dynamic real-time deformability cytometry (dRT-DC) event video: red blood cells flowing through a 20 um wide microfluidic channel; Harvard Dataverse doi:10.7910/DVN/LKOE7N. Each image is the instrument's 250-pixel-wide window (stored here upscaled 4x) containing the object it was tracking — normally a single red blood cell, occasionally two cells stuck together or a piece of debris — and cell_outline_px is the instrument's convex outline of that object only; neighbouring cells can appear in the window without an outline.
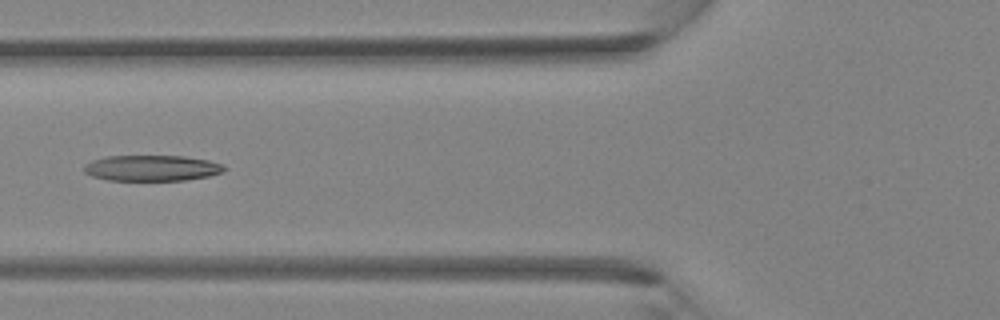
{"species": "Egyptian fruit bat (a non-hibernating species)", "species_latin": "Rousettus aegyptiacus", "temperature_condition": "room temperature", "stored_images_in_passage": 36, "camera_frame_rate_fps": 3000, "um_per_image_px": 0.085, "animal": {"sex": "female"}, "frame": {"image": 1, "passage_image": 12, "time_ms": 3.667, "image_size_px": [1000, 320], "cell_outline_px": [[228, 168], [224, 172], [208, 176], [184, 180], [108, 180], [92, 176], [84, 172], [84, 164], [92, 160], [104, 156], [184, 156], [208, 160], [224, 164]], "centroid_in_image_um": [12.92, 14.28], "position_along_channel_um": 112.9, "area_um2": 21.21}}
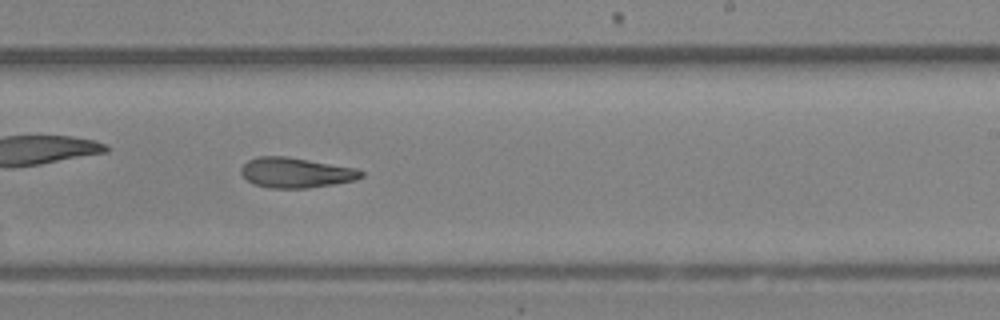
{"frame": {"image": 2, "passage_image": 21, "time_ms": 6.667, "image_size_px": [1000, 320], "cell_outline_px": [[364, 176], [356, 180], [308, 188], [272, 188], [252, 184], [240, 172], [240, 168], [248, 160], [256, 156], [288, 156], [356, 168], [364, 172]], "centroid_in_image_um": [25.15, 14.67], "position_along_channel_um": 263.9, "area_um2": 21.21}}
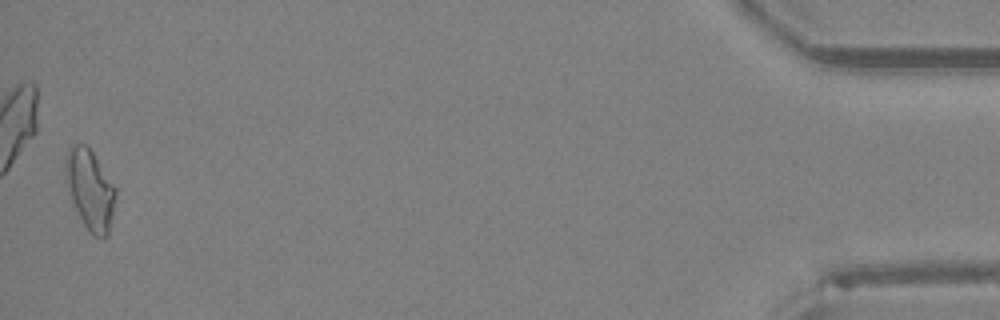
{"frame": {"image": 3, "passage_image": 36, "time_ms": 11.667, "image_size_px": [1000, 320], "cell_outline_px": [[116, 196], [108, 236], [104, 240], [92, 236], [88, 232], [72, 200], [64, 180], [64, 156], [68, 148], [72, 144], [84, 144], [92, 152], [116, 188]], "centroid_in_image_um": [7.63, 16.13], "position_along_channel_um": 427.6, "area_um2": 23.58}}